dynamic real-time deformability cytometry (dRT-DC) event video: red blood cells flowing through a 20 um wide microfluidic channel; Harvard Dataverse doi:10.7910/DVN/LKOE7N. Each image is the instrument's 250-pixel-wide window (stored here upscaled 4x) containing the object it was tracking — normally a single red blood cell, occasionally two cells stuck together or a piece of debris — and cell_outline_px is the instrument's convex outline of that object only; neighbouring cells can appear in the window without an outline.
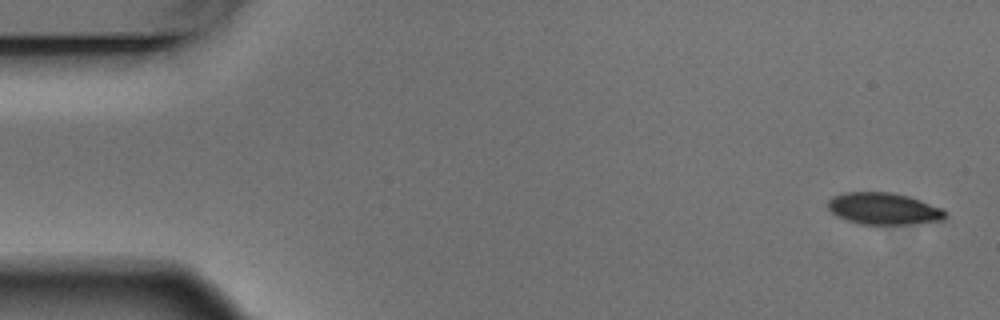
{"species": "Egyptian fruit bat (a non-hibernating species)", "species_latin": "Rousettus aegyptiacus", "temperature_condition": "warm", "stored_images_in_passage": 6, "camera_frame_rate_fps": 3000, "um_per_image_px": 0.085, "animal": {"sex": "male"}, "frame": {"image": 1, "passage_image": 1, "time_ms": 0.0, "image_size_px": [1000, 320], "cell_outline_px": [[948, 216], [944, 220], [916, 224], [864, 224], [848, 220], [836, 216], [828, 208], [828, 200], [832, 196], [844, 192], [892, 192], [908, 196], [920, 200], [940, 208]], "centroid_in_image_um": [75.11, 17.73], "position_along_channel_um": 9.9, "area_um2": 21.73}}